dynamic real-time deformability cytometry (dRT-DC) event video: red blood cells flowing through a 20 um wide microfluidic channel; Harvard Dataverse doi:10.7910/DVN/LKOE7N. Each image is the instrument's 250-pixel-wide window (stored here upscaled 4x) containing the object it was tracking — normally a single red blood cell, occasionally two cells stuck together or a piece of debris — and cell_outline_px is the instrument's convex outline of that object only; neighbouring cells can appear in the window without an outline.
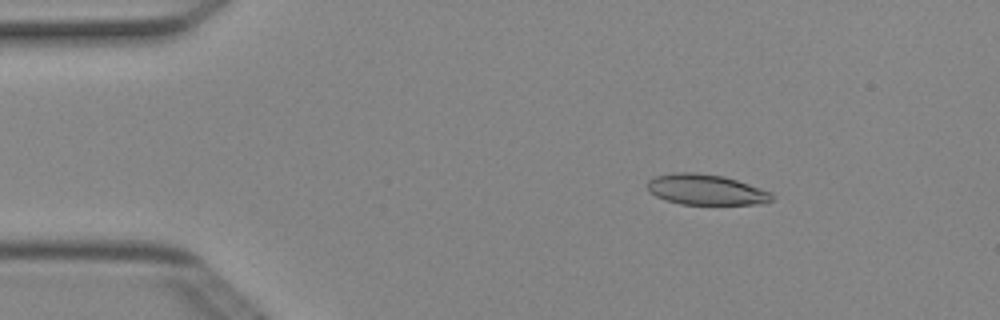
{"species": "Egyptian fruit bat (a non-hibernating species)", "species_latin": "Rousettus aegyptiacus", "temperature_condition": "cold", "stored_images_in_passage": 5, "camera_frame_rate_fps": 3000, "um_per_image_px": 0.085, "animal": {"sex": "female"}, "frame": {"image": 1, "passage_image": 3, "time_ms": 0.667, "image_size_px": [1000, 320], "cell_outline_px": [[772, 200], [768, 204], [680, 204], [656, 196], [648, 192], [648, 180], [656, 176], [676, 172], [692, 172], [724, 176], [772, 192]], "centroid_in_image_um": [60.02, 16.12], "position_along_channel_um": 25.0, "area_um2": 22.08}}
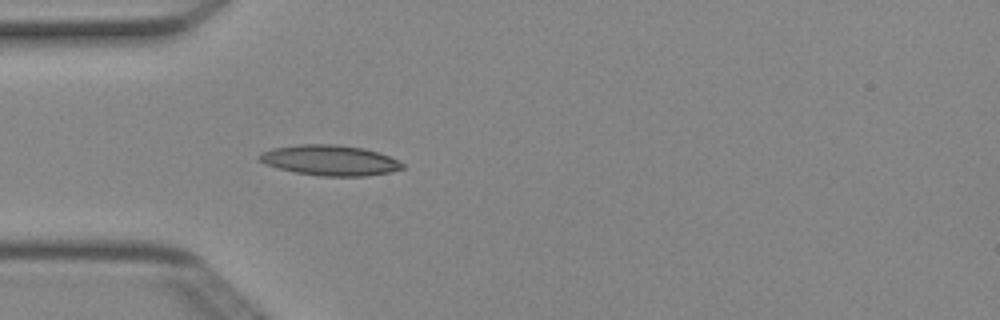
{"frame": {"image": 2, "passage_image": 5, "time_ms": 1.333, "image_size_px": [1000, 320], "cell_outline_px": [[404, 168], [388, 172], [368, 176], [320, 176], [296, 172], [264, 164], [256, 156], [260, 152], [272, 148], [300, 144], [336, 144], [364, 148], [388, 156], [404, 164]], "centroid_in_image_um": [28.0, 13.62], "position_along_channel_um": 57.0, "area_um2": 25.26}}